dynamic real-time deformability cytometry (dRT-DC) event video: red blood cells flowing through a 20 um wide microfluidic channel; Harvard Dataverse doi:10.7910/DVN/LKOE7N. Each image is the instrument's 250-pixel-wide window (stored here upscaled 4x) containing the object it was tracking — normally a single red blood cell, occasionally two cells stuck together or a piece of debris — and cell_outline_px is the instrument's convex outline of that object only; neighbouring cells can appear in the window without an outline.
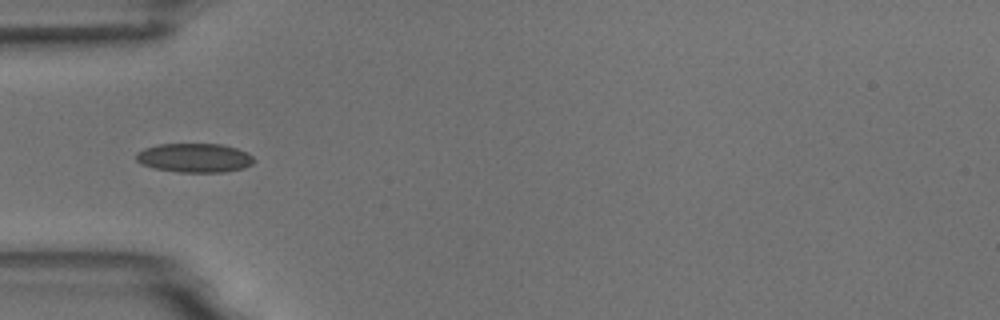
{"species": "common noctule bat (a hibernating species)", "species_latin": "Nyctalus noctula", "temperature_condition": "room temperature", "stored_images_in_passage": 6, "camera_frame_rate_fps": 3000, "um_per_image_px": 0.085, "animal": {"sex": "male", "body_mass_g": 18.8}, "frame": {"image": 1, "passage_image": 5, "time_ms": 4.667, "image_size_px": [1000, 320], "cell_outline_px": [[256, 160], [252, 164], [244, 168], [224, 172], [180, 172], [152, 168], [140, 164], [136, 160], [136, 152], [144, 148], [156, 144], [224, 144], [248, 152]], "centroid_in_image_um": [16.53, 13.41], "position_along_channel_um": 68.5, "area_um2": 20.23}}